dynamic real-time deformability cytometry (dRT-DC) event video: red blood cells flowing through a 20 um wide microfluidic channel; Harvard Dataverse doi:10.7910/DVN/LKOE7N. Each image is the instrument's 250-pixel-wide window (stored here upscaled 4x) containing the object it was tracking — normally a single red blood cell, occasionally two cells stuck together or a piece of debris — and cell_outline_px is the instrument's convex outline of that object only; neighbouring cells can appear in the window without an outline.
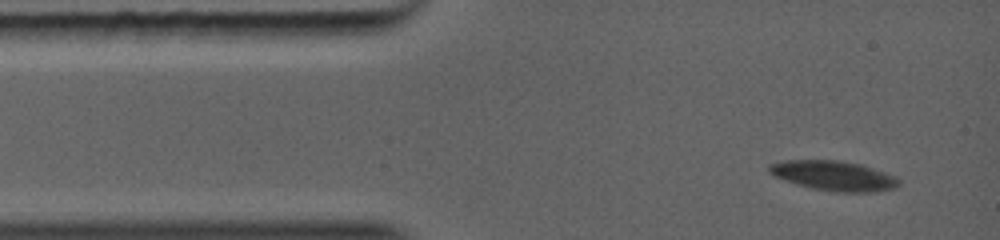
{"species": "common noctule bat (a hibernating species)", "species_latin": "Nyctalus noctula", "temperature_condition": "warm", "stored_images_in_passage": 34, "camera_frame_rate_fps": 5000, "um_per_image_px": 0.085, "animal": {"sex": "female", "body_mass_g": 19.0, "forearm_length_mm": 56.7}, "frame": {"image": 1, "passage_image": 1, "time_ms": 0.0, "image_size_px": [1000, 240], "cell_outline_px": [[900, 184], [896, 188], [876, 192], [836, 192], [812, 188], [796, 184], [772, 176], [768, 172], [768, 164], [780, 160], [836, 160], [860, 164], [896, 176], [900, 180]], "centroid_in_image_um": [70.84, 14.94], "position_along_channel_um": 14.2, "area_um2": 22.77}}
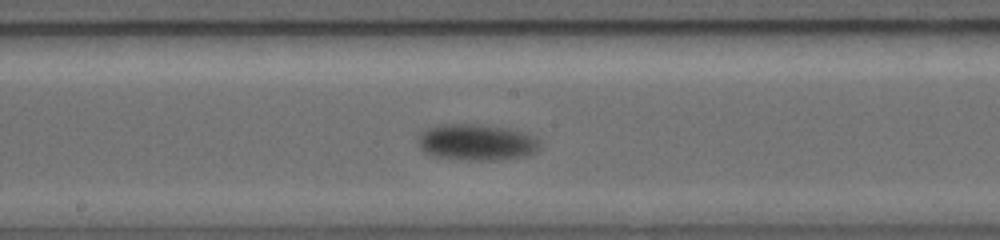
{"frame": {"image": 2, "passage_image": 16, "time_ms": 5.4, "image_size_px": [1000, 240], "cell_outline_px": [[536, 148], [532, 152], [524, 156], [496, 160], [452, 160], [432, 156], [424, 152], [424, 140], [428, 136], [436, 132], [496, 132], [516, 136], [536, 144]], "centroid_in_image_um": [40.51, 12.41], "position_along_channel_um": 207.7, "area_um2": 19.25}}
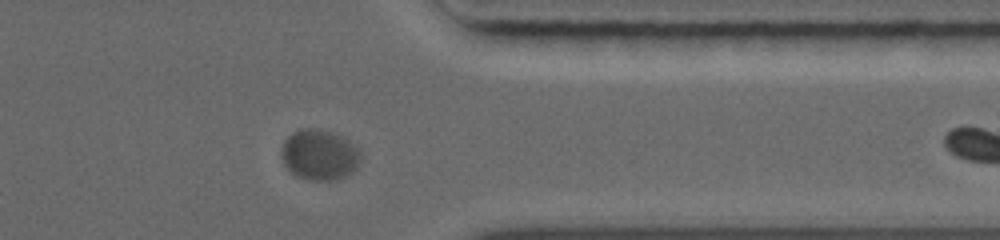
{"frame": {"image": 3, "passage_image": 27, "time_ms": 9.4, "image_size_px": [1000, 240], "cell_outline_px": [[356, 164], [344, 176], [336, 180], [308, 180], [296, 176], [284, 164], [284, 144], [296, 132], [308, 132], [344, 144], [352, 152], [356, 160]], "centroid_in_image_um": [26.98, 13.38], "position_along_channel_um": 384.4, "area_um2": 19.25}}